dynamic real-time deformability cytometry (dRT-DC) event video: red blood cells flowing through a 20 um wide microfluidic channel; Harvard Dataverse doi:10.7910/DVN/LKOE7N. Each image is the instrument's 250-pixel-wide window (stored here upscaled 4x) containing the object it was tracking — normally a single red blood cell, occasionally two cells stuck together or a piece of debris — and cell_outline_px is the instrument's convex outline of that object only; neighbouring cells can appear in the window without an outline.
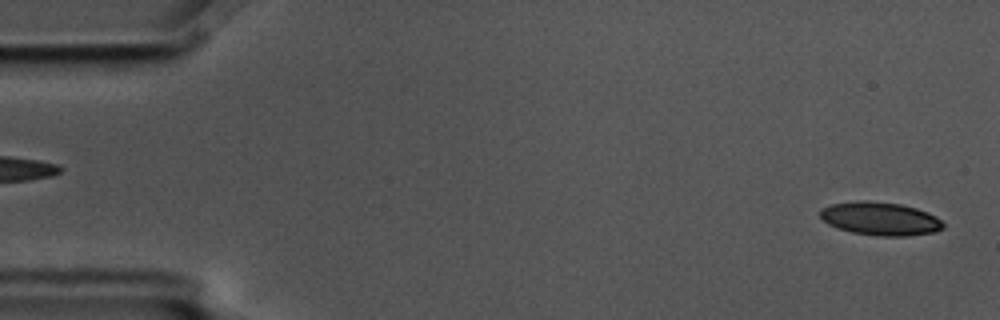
{"species": "common noctule bat (a hibernating species)", "species_latin": "Nyctalus noctula", "temperature_condition": "cold", "stored_images_in_passage": 5, "segment_of_instrument_passage": [2, 2], "camera_frame_rate_fps": 3000, "um_per_image_px": 0.085, "animal": {"sex": "male", "body_mass_g": 17.5, "forearm_length_mm": 52.3}, "frame": {"image": 1, "passage_image": 5, "time_ms": 1.333, "image_size_px": [1000, 320], "cell_outline_px": [[944, 228], [936, 232], [908, 236], [876, 236], [852, 232], [836, 228], [828, 224], [820, 216], [820, 212], [824, 208], [832, 204], [860, 200], [868, 200], [900, 204], [916, 208], [928, 212], [936, 216], [944, 224]], "centroid_in_image_um": [74.85, 18.59], "position_along_channel_um": 10.1, "area_um2": 23.93}}